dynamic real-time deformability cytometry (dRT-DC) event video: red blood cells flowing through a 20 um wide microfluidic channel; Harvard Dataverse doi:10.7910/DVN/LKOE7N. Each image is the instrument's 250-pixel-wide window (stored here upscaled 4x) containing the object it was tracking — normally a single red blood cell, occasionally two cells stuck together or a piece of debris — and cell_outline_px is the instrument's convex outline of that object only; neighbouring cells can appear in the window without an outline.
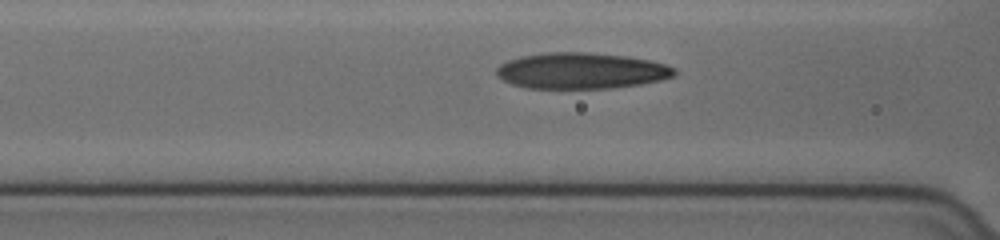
{"species": "human", "species_latin": "Homo sapiens", "temperature_condition": "cold", "stored_images_in_passage": 4, "segment_of_instrument_passage": [2, 2], "camera_frame_rate_fps": 3000, "um_per_image_px": 0.085, "donor": {"sex": "female"}, "frame": {"image": 1, "passage_image": 4, "time_ms": 1.0, "image_size_px": [1000, 240], "cell_outline_px": [[676, 72], [672, 76], [660, 80], [640, 84], [608, 88], [528, 88], [512, 84], [496, 76], [496, 68], [500, 64], [508, 60], [520, 56], [548, 52], [592, 52], [628, 56], [668, 64], [676, 68]], "centroid_in_image_um": [49.4, 6.0], "position_along_channel_um": 117.2, "area_um2": 37.51}}